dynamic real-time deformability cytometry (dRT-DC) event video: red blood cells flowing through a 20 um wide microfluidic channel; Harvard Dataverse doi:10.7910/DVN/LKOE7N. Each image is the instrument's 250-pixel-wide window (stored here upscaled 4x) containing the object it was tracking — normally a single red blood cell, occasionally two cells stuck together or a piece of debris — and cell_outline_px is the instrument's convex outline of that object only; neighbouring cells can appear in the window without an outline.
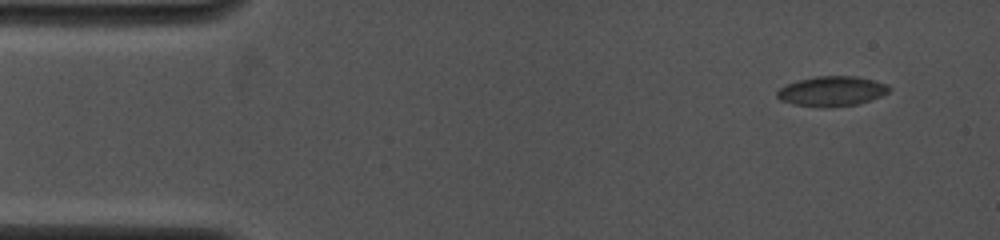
{"species": "common noctule bat (a hibernating species)", "species_latin": "Nyctalus noctula", "temperature_condition": "cold", "stored_images_in_passage": 4, "camera_frame_rate_fps": 4000, "um_per_image_px": 0.085, "animal": {"sex": "female", "body_mass_g": 19.0, "forearm_length_mm": 53.3}, "frame": {"image": 1, "passage_image": 1, "time_ms": 0.0, "image_size_px": [1000, 240], "cell_outline_px": [[892, 88], [888, 92], [880, 96], [856, 104], [820, 108], [792, 104], [780, 100], [776, 96], [776, 92], [780, 88], [788, 84], [800, 80], [816, 76], [856, 76], [876, 80], [888, 84]], "centroid_in_image_um": [70.71, 7.75], "position_along_channel_um": 14.3, "area_um2": 19.54}}
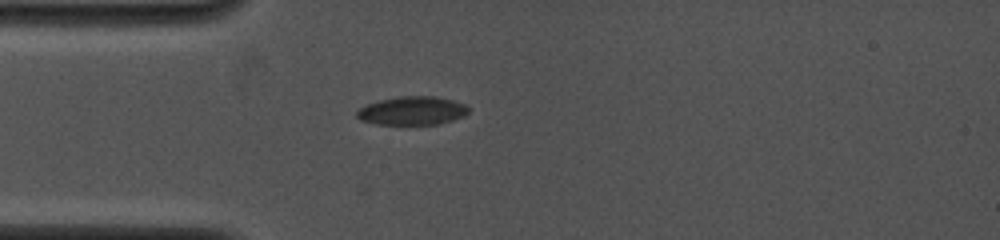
{"frame": {"image": 2, "passage_image": 4, "time_ms": 3.25, "image_size_px": [1000, 240], "cell_outline_px": [[468, 112], [464, 116], [440, 124], [376, 124], [360, 120], [356, 116], [356, 112], [360, 108], [368, 104], [380, 100], [400, 96], [436, 96], [452, 100], [464, 104], [468, 108]], "centroid_in_image_um": [35.04, 9.41], "position_along_channel_um": 50.0, "area_um2": 18.44}}